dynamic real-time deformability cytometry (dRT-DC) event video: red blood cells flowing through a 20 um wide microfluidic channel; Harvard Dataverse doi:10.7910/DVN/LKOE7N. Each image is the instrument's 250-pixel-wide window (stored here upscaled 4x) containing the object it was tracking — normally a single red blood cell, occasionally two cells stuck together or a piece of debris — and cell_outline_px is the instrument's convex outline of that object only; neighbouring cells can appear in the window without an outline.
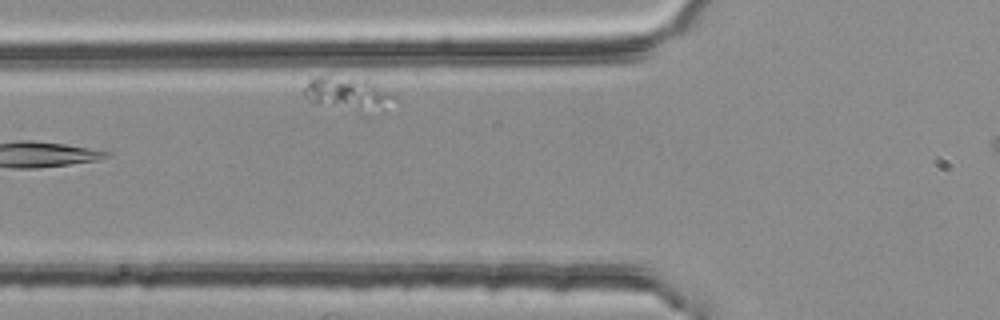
{"species": "common noctule bat (a hibernating species)", "species_latin": "Nyctalus noctula", "temperature_condition": "room temperature", "stored_images_in_passage": 6, "segment_of_instrument_passage": [1, 2], "camera_frame_rate_fps": 3000, "um_per_image_px": 0.085, "animal": {"sex": "female", "body_mass_g": 25.1}, "frame": {"image": 1, "passage_image": 5, "time_ms": 1.333, "image_size_px": [1000, 320], "cell_outline_px": [[400, 100], [384, 112], [312, 104], [304, 96], [304, 88], [308, 76], [368, 76], [392, 92]], "centroid_in_image_um": [29.68, 7.9], "position_along_channel_um": 96.1, "area_um2": 18.79}}